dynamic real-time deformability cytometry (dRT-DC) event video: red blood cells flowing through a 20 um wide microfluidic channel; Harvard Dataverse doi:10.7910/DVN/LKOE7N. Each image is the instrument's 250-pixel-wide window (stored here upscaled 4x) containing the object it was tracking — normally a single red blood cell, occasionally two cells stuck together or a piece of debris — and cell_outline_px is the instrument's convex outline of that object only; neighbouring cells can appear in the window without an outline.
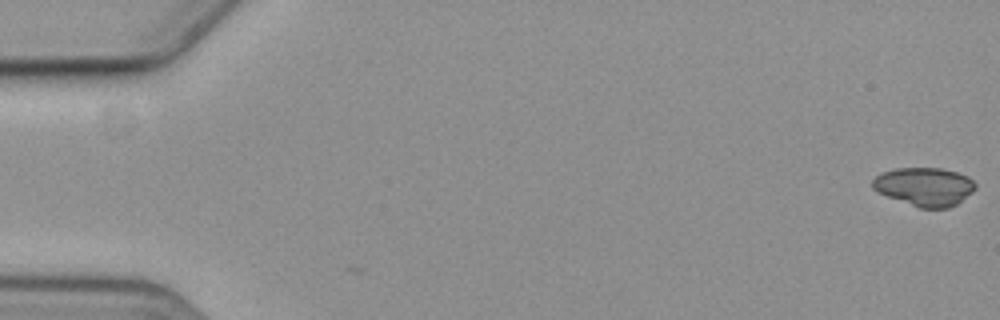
{"species": "common noctule bat (a hibernating species)", "species_latin": "Nyctalus noctula", "temperature_condition": "cold", "stored_images_in_passage": 52, "camera_frame_rate_fps": 3000, "um_per_image_px": 0.085, "animal": {"sex": "female", "body_mass_g": 19.3, "forearm_length_mm": 54.1}, "frame": {"image": 1, "passage_image": 1, "time_ms": 0.0, "image_size_px": [1000, 320], "cell_outline_px": [[976, 188], [972, 192], [956, 204], [948, 208], [920, 208], [876, 192], [872, 188], [872, 180], [880, 172], [896, 168], [940, 168], [956, 172], [968, 176], [976, 184]], "centroid_in_image_um": [78.56, 15.86], "position_along_channel_um": 6.4, "area_um2": 23.06}}
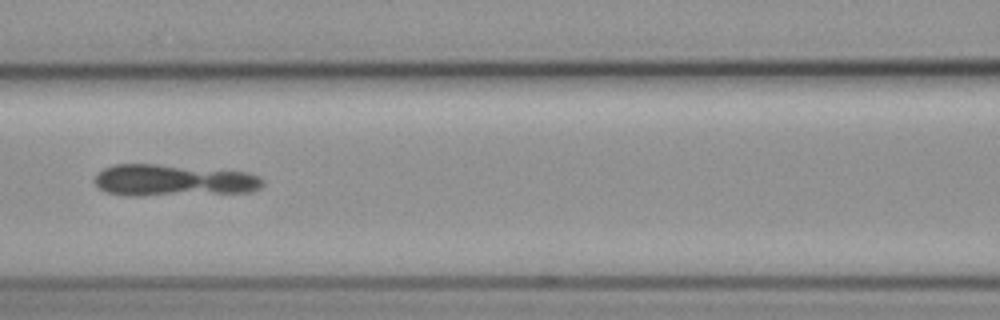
{"frame": {"image": 2, "passage_image": 27, "time_ms": 8.667, "image_size_px": [1000, 320], "cell_outline_px": [[264, 184], [260, 188], [252, 192], [144, 196], [132, 196], [108, 192], [100, 188], [92, 180], [96, 172], [112, 164], [156, 164], [248, 172], [260, 176], [264, 180]], "centroid_in_image_um": [14.73, 15.33], "position_along_channel_um": 151.9, "area_um2": 31.44}}
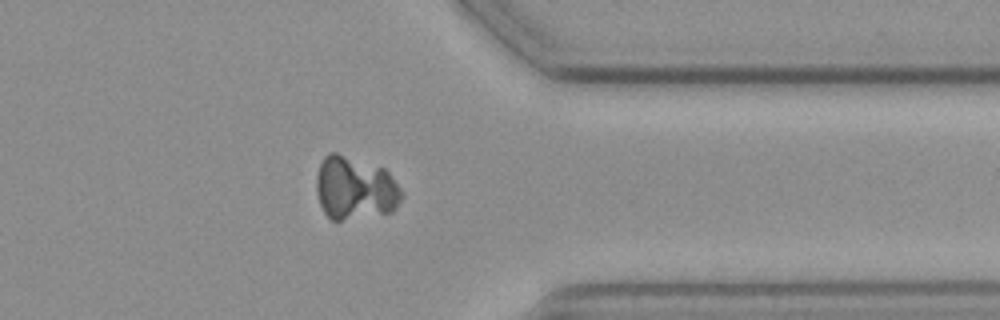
{"frame": {"image": 3, "passage_image": 47, "time_ms": 15.333, "image_size_px": [1000, 320], "cell_outline_px": [[404, 196], [396, 208], [392, 212], [340, 220], [332, 220], [324, 212], [320, 204], [316, 192], [316, 176], [320, 164], [324, 156], [328, 152], [336, 152], [384, 168], [388, 172], [404, 192]], "centroid_in_image_um": [30.18, 15.99], "position_along_channel_um": 381.2, "area_um2": 31.62}}